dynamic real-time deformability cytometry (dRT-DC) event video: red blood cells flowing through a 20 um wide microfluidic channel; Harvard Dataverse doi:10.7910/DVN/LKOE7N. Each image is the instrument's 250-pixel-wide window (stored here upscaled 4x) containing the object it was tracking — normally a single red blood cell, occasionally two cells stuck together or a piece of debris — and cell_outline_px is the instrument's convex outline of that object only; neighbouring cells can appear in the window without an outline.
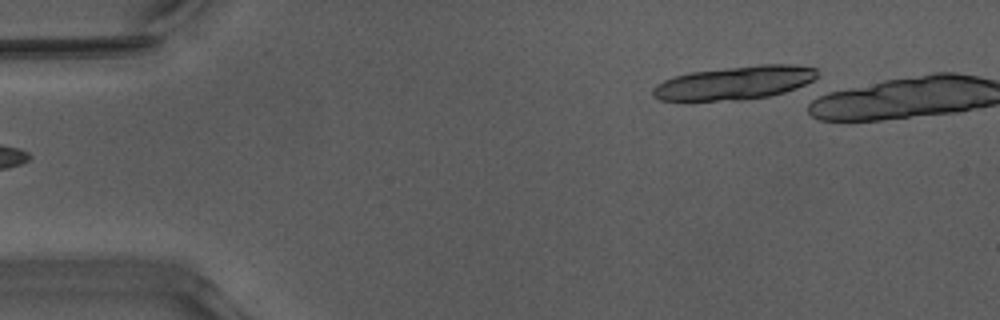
{"species": "Egyptian fruit bat (a non-hibernating species)", "species_latin": "Rousettus aegyptiacus", "temperature_condition": "warm", "stored_images_in_passage": 3, "camera_frame_rate_fps": 3000, "um_per_image_px": 0.085, "animal": {"sex": "male"}, "frame": {"image": 1, "passage_image": 2, "time_ms": 0.333, "image_size_px": [1000, 320], "cell_outline_px": [[812, 68], [808, 80], [800, 84], [776, 92], [760, 96], [708, 100], [672, 100], [672, 80], [684, 76], [704, 72], [744, 68]], "centroid_in_image_um": [62.65, 7.07], "position_along_channel_um": 22.3, "area_um2": 24.74}}